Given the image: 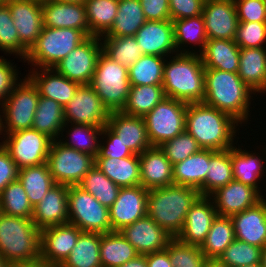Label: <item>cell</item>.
I'll return each instance as SVG.
<instances>
[{
  "label": "cell",
  "instance_id": "56",
  "mask_svg": "<svg viewBox=\"0 0 266 267\" xmlns=\"http://www.w3.org/2000/svg\"><path fill=\"white\" fill-rule=\"evenodd\" d=\"M205 0H169L171 21L202 14Z\"/></svg>",
  "mask_w": 266,
  "mask_h": 267
},
{
  "label": "cell",
  "instance_id": "26",
  "mask_svg": "<svg viewBox=\"0 0 266 267\" xmlns=\"http://www.w3.org/2000/svg\"><path fill=\"white\" fill-rule=\"evenodd\" d=\"M34 69L26 76L37 87L39 96L53 99L63 108L81 85L59 74L54 68Z\"/></svg>",
  "mask_w": 266,
  "mask_h": 267
},
{
  "label": "cell",
  "instance_id": "59",
  "mask_svg": "<svg viewBox=\"0 0 266 267\" xmlns=\"http://www.w3.org/2000/svg\"><path fill=\"white\" fill-rule=\"evenodd\" d=\"M18 170L9 152L0 144V194L10 182L18 179Z\"/></svg>",
  "mask_w": 266,
  "mask_h": 267
},
{
  "label": "cell",
  "instance_id": "50",
  "mask_svg": "<svg viewBox=\"0 0 266 267\" xmlns=\"http://www.w3.org/2000/svg\"><path fill=\"white\" fill-rule=\"evenodd\" d=\"M0 50L6 54H14L23 60L28 50L20 43L10 9L6 3H0Z\"/></svg>",
  "mask_w": 266,
  "mask_h": 267
},
{
  "label": "cell",
  "instance_id": "13",
  "mask_svg": "<svg viewBox=\"0 0 266 267\" xmlns=\"http://www.w3.org/2000/svg\"><path fill=\"white\" fill-rule=\"evenodd\" d=\"M102 40L98 36H88L54 69L69 80L79 84H90L97 59L102 52Z\"/></svg>",
  "mask_w": 266,
  "mask_h": 267
},
{
  "label": "cell",
  "instance_id": "35",
  "mask_svg": "<svg viewBox=\"0 0 266 267\" xmlns=\"http://www.w3.org/2000/svg\"><path fill=\"white\" fill-rule=\"evenodd\" d=\"M138 255L133 245L119 231L100 234L102 267H120Z\"/></svg>",
  "mask_w": 266,
  "mask_h": 267
},
{
  "label": "cell",
  "instance_id": "12",
  "mask_svg": "<svg viewBox=\"0 0 266 267\" xmlns=\"http://www.w3.org/2000/svg\"><path fill=\"white\" fill-rule=\"evenodd\" d=\"M6 135V136H5ZM2 146L9 152L18 169L46 163L52 139L35 129L4 134Z\"/></svg>",
  "mask_w": 266,
  "mask_h": 267
},
{
  "label": "cell",
  "instance_id": "37",
  "mask_svg": "<svg viewBox=\"0 0 266 267\" xmlns=\"http://www.w3.org/2000/svg\"><path fill=\"white\" fill-rule=\"evenodd\" d=\"M146 21L140 0H118L114 24L102 37L134 36Z\"/></svg>",
  "mask_w": 266,
  "mask_h": 267
},
{
  "label": "cell",
  "instance_id": "46",
  "mask_svg": "<svg viewBox=\"0 0 266 267\" xmlns=\"http://www.w3.org/2000/svg\"><path fill=\"white\" fill-rule=\"evenodd\" d=\"M102 51L112 60L129 69L143 55L134 36L100 37Z\"/></svg>",
  "mask_w": 266,
  "mask_h": 267
},
{
  "label": "cell",
  "instance_id": "33",
  "mask_svg": "<svg viewBox=\"0 0 266 267\" xmlns=\"http://www.w3.org/2000/svg\"><path fill=\"white\" fill-rule=\"evenodd\" d=\"M258 154L250 153L246 149L242 150L240 147L235 145L231 148V161L233 166V178L234 180L241 182L245 185L251 186L257 189L260 193L261 187H258L259 181L263 177L264 161ZM258 182V183H257Z\"/></svg>",
  "mask_w": 266,
  "mask_h": 267
},
{
  "label": "cell",
  "instance_id": "61",
  "mask_svg": "<svg viewBox=\"0 0 266 267\" xmlns=\"http://www.w3.org/2000/svg\"><path fill=\"white\" fill-rule=\"evenodd\" d=\"M9 267H59L52 263L46 262L41 258L31 262H21V263H12L9 264Z\"/></svg>",
  "mask_w": 266,
  "mask_h": 267
},
{
  "label": "cell",
  "instance_id": "60",
  "mask_svg": "<svg viewBox=\"0 0 266 267\" xmlns=\"http://www.w3.org/2000/svg\"><path fill=\"white\" fill-rule=\"evenodd\" d=\"M147 267H173L166 250L146 254Z\"/></svg>",
  "mask_w": 266,
  "mask_h": 267
},
{
  "label": "cell",
  "instance_id": "55",
  "mask_svg": "<svg viewBox=\"0 0 266 267\" xmlns=\"http://www.w3.org/2000/svg\"><path fill=\"white\" fill-rule=\"evenodd\" d=\"M239 21L266 22V0H234Z\"/></svg>",
  "mask_w": 266,
  "mask_h": 267
},
{
  "label": "cell",
  "instance_id": "57",
  "mask_svg": "<svg viewBox=\"0 0 266 267\" xmlns=\"http://www.w3.org/2000/svg\"><path fill=\"white\" fill-rule=\"evenodd\" d=\"M2 57L3 56L0 57V105L19 83L16 65L14 66L11 62Z\"/></svg>",
  "mask_w": 266,
  "mask_h": 267
},
{
  "label": "cell",
  "instance_id": "30",
  "mask_svg": "<svg viewBox=\"0 0 266 267\" xmlns=\"http://www.w3.org/2000/svg\"><path fill=\"white\" fill-rule=\"evenodd\" d=\"M238 75L255 93H266V47L240 48Z\"/></svg>",
  "mask_w": 266,
  "mask_h": 267
},
{
  "label": "cell",
  "instance_id": "58",
  "mask_svg": "<svg viewBox=\"0 0 266 267\" xmlns=\"http://www.w3.org/2000/svg\"><path fill=\"white\" fill-rule=\"evenodd\" d=\"M140 3L146 20H171L169 0H140Z\"/></svg>",
  "mask_w": 266,
  "mask_h": 267
},
{
  "label": "cell",
  "instance_id": "40",
  "mask_svg": "<svg viewBox=\"0 0 266 267\" xmlns=\"http://www.w3.org/2000/svg\"><path fill=\"white\" fill-rule=\"evenodd\" d=\"M234 240L235 232L230 216L217 215L200 248L207 259H218Z\"/></svg>",
  "mask_w": 266,
  "mask_h": 267
},
{
  "label": "cell",
  "instance_id": "39",
  "mask_svg": "<svg viewBox=\"0 0 266 267\" xmlns=\"http://www.w3.org/2000/svg\"><path fill=\"white\" fill-rule=\"evenodd\" d=\"M59 267H102L100 233L82 232L72 252Z\"/></svg>",
  "mask_w": 266,
  "mask_h": 267
},
{
  "label": "cell",
  "instance_id": "16",
  "mask_svg": "<svg viewBox=\"0 0 266 267\" xmlns=\"http://www.w3.org/2000/svg\"><path fill=\"white\" fill-rule=\"evenodd\" d=\"M81 233L69 222L40 230V258L60 266L72 252Z\"/></svg>",
  "mask_w": 266,
  "mask_h": 267
},
{
  "label": "cell",
  "instance_id": "49",
  "mask_svg": "<svg viewBox=\"0 0 266 267\" xmlns=\"http://www.w3.org/2000/svg\"><path fill=\"white\" fill-rule=\"evenodd\" d=\"M262 248L235 239L218 260L229 267H244L261 262Z\"/></svg>",
  "mask_w": 266,
  "mask_h": 267
},
{
  "label": "cell",
  "instance_id": "4",
  "mask_svg": "<svg viewBox=\"0 0 266 267\" xmlns=\"http://www.w3.org/2000/svg\"><path fill=\"white\" fill-rule=\"evenodd\" d=\"M162 87L166 97L185 103L203 102L205 67L199 54H175L164 64Z\"/></svg>",
  "mask_w": 266,
  "mask_h": 267
},
{
  "label": "cell",
  "instance_id": "10",
  "mask_svg": "<svg viewBox=\"0 0 266 267\" xmlns=\"http://www.w3.org/2000/svg\"><path fill=\"white\" fill-rule=\"evenodd\" d=\"M187 103L166 97L143 118L152 146H160L185 131Z\"/></svg>",
  "mask_w": 266,
  "mask_h": 267
},
{
  "label": "cell",
  "instance_id": "44",
  "mask_svg": "<svg viewBox=\"0 0 266 267\" xmlns=\"http://www.w3.org/2000/svg\"><path fill=\"white\" fill-rule=\"evenodd\" d=\"M166 58L143 54L129 69L131 86L162 85Z\"/></svg>",
  "mask_w": 266,
  "mask_h": 267
},
{
  "label": "cell",
  "instance_id": "6",
  "mask_svg": "<svg viewBox=\"0 0 266 267\" xmlns=\"http://www.w3.org/2000/svg\"><path fill=\"white\" fill-rule=\"evenodd\" d=\"M89 85L109 112L122 111L131 87L128 68L121 66L102 51Z\"/></svg>",
  "mask_w": 266,
  "mask_h": 267
},
{
  "label": "cell",
  "instance_id": "54",
  "mask_svg": "<svg viewBox=\"0 0 266 267\" xmlns=\"http://www.w3.org/2000/svg\"><path fill=\"white\" fill-rule=\"evenodd\" d=\"M102 135L105 136H102V140L105 138L106 143H100L99 152L95 158L121 159L134 155L107 125L103 127Z\"/></svg>",
  "mask_w": 266,
  "mask_h": 267
},
{
  "label": "cell",
  "instance_id": "53",
  "mask_svg": "<svg viewBox=\"0 0 266 267\" xmlns=\"http://www.w3.org/2000/svg\"><path fill=\"white\" fill-rule=\"evenodd\" d=\"M235 42L240 48L266 47V22L239 21Z\"/></svg>",
  "mask_w": 266,
  "mask_h": 267
},
{
  "label": "cell",
  "instance_id": "19",
  "mask_svg": "<svg viewBox=\"0 0 266 267\" xmlns=\"http://www.w3.org/2000/svg\"><path fill=\"white\" fill-rule=\"evenodd\" d=\"M6 4L10 9L19 41L29 51L43 28L42 1L10 0Z\"/></svg>",
  "mask_w": 266,
  "mask_h": 267
},
{
  "label": "cell",
  "instance_id": "5",
  "mask_svg": "<svg viewBox=\"0 0 266 267\" xmlns=\"http://www.w3.org/2000/svg\"><path fill=\"white\" fill-rule=\"evenodd\" d=\"M0 254L8 264L40 259V230L31 218L0 212Z\"/></svg>",
  "mask_w": 266,
  "mask_h": 267
},
{
  "label": "cell",
  "instance_id": "51",
  "mask_svg": "<svg viewBox=\"0 0 266 267\" xmlns=\"http://www.w3.org/2000/svg\"><path fill=\"white\" fill-rule=\"evenodd\" d=\"M165 250L173 267H204L208 260L200 246L183 244L176 238L168 243Z\"/></svg>",
  "mask_w": 266,
  "mask_h": 267
},
{
  "label": "cell",
  "instance_id": "31",
  "mask_svg": "<svg viewBox=\"0 0 266 267\" xmlns=\"http://www.w3.org/2000/svg\"><path fill=\"white\" fill-rule=\"evenodd\" d=\"M210 150L201 149L184 161L173 165V180L175 185L191 186L204 196V181L208 173Z\"/></svg>",
  "mask_w": 266,
  "mask_h": 267
},
{
  "label": "cell",
  "instance_id": "65",
  "mask_svg": "<svg viewBox=\"0 0 266 267\" xmlns=\"http://www.w3.org/2000/svg\"><path fill=\"white\" fill-rule=\"evenodd\" d=\"M58 2H63V3H78V4H85L86 0H54Z\"/></svg>",
  "mask_w": 266,
  "mask_h": 267
},
{
  "label": "cell",
  "instance_id": "45",
  "mask_svg": "<svg viewBox=\"0 0 266 267\" xmlns=\"http://www.w3.org/2000/svg\"><path fill=\"white\" fill-rule=\"evenodd\" d=\"M78 186L92 194L102 205L110 207L117 199L120 187L95 165L82 178Z\"/></svg>",
  "mask_w": 266,
  "mask_h": 267
},
{
  "label": "cell",
  "instance_id": "18",
  "mask_svg": "<svg viewBox=\"0 0 266 267\" xmlns=\"http://www.w3.org/2000/svg\"><path fill=\"white\" fill-rule=\"evenodd\" d=\"M140 255L166 249L173 237L148 215L119 231Z\"/></svg>",
  "mask_w": 266,
  "mask_h": 267
},
{
  "label": "cell",
  "instance_id": "20",
  "mask_svg": "<svg viewBox=\"0 0 266 267\" xmlns=\"http://www.w3.org/2000/svg\"><path fill=\"white\" fill-rule=\"evenodd\" d=\"M257 189L233 180L209 197L220 216H231L257 205L264 199Z\"/></svg>",
  "mask_w": 266,
  "mask_h": 267
},
{
  "label": "cell",
  "instance_id": "21",
  "mask_svg": "<svg viewBox=\"0 0 266 267\" xmlns=\"http://www.w3.org/2000/svg\"><path fill=\"white\" fill-rule=\"evenodd\" d=\"M218 213L209 196H201L189 209L183 229L176 239L183 244L201 246Z\"/></svg>",
  "mask_w": 266,
  "mask_h": 267
},
{
  "label": "cell",
  "instance_id": "66",
  "mask_svg": "<svg viewBox=\"0 0 266 267\" xmlns=\"http://www.w3.org/2000/svg\"><path fill=\"white\" fill-rule=\"evenodd\" d=\"M0 267H9V264L5 261V259L0 254Z\"/></svg>",
  "mask_w": 266,
  "mask_h": 267
},
{
  "label": "cell",
  "instance_id": "69",
  "mask_svg": "<svg viewBox=\"0 0 266 267\" xmlns=\"http://www.w3.org/2000/svg\"><path fill=\"white\" fill-rule=\"evenodd\" d=\"M10 0H0V3H7L9 2Z\"/></svg>",
  "mask_w": 266,
  "mask_h": 267
},
{
  "label": "cell",
  "instance_id": "3",
  "mask_svg": "<svg viewBox=\"0 0 266 267\" xmlns=\"http://www.w3.org/2000/svg\"><path fill=\"white\" fill-rule=\"evenodd\" d=\"M252 90L238 73L205 69V97L203 102L233 117L239 124L248 122Z\"/></svg>",
  "mask_w": 266,
  "mask_h": 267
},
{
  "label": "cell",
  "instance_id": "9",
  "mask_svg": "<svg viewBox=\"0 0 266 267\" xmlns=\"http://www.w3.org/2000/svg\"><path fill=\"white\" fill-rule=\"evenodd\" d=\"M68 222L77 226L82 232L100 234L112 232L109 208L78 185L68 186Z\"/></svg>",
  "mask_w": 266,
  "mask_h": 267
},
{
  "label": "cell",
  "instance_id": "67",
  "mask_svg": "<svg viewBox=\"0 0 266 267\" xmlns=\"http://www.w3.org/2000/svg\"><path fill=\"white\" fill-rule=\"evenodd\" d=\"M2 116H1V114H0V135H2L3 134V137H4V133H3V128H2Z\"/></svg>",
  "mask_w": 266,
  "mask_h": 267
},
{
  "label": "cell",
  "instance_id": "25",
  "mask_svg": "<svg viewBox=\"0 0 266 267\" xmlns=\"http://www.w3.org/2000/svg\"><path fill=\"white\" fill-rule=\"evenodd\" d=\"M31 219L39 230L68 223V186L54 185L33 207Z\"/></svg>",
  "mask_w": 266,
  "mask_h": 267
},
{
  "label": "cell",
  "instance_id": "36",
  "mask_svg": "<svg viewBox=\"0 0 266 267\" xmlns=\"http://www.w3.org/2000/svg\"><path fill=\"white\" fill-rule=\"evenodd\" d=\"M172 22L174 26V41L177 53L200 55L204 50L205 44L208 40L202 14L195 17L173 20ZM192 43H194V46L198 44L199 50L197 52L195 50H192L191 52V50L189 51V49L187 50L182 48L186 44Z\"/></svg>",
  "mask_w": 266,
  "mask_h": 267
},
{
  "label": "cell",
  "instance_id": "15",
  "mask_svg": "<svg viewBox=\"0 0 266 267\" xmlns=\"http://www.w3.org/2000/svg\"><path fill=\"white\" fill-rule=\"evenodd\" d=\"M148 191L142 185L120 188L117 199L109 207L112 232L120 231L147 215Z\"/></svg>",
  "mask_w": 266,
  "mask_h": 267
},
{
  "label": "cell",
  "instance_id": "43",
  "mask_svg": "<svg viewBox=\"0 0 266 267\" xmlns=\"http://www.w3.org/2000/svg\"><path fill=\"white\" fill-rule=\"evenodd\" d=\"M233 180L231 149L210 150L209 168L204 181V196H210L218 188Z\"/></svg>",
  "mask_w": 266,
  "mask_h": 267
},
{
  "label": "cell",
  "instance_id": "8",
  "mask_svg": "<svg viewBox=\"0 0 266 267\" xmlns=\"http://www.w3.org/2000/svg\"><path fill=\"white\" fill-rule=\"evenodd\" d=\"M39 97L37 87L28 77L20 79V82L0 105L2 119L4 118L2 120L4 134L32 128Z\"/></svg>",
  "mask_w": 266,
  "mask_h": 267
},
{
  "label": "cell",
  "instance_id": "24",
  "mask_svg": "<svg viewBox=\"0 0 266 267\" xmlns=\"http://www.w3.org/2000/svg\"><path fill=\"white\" fill-rule=\"evenodd\" d=\"M107 126L133 154L140 155L152 146L143 117L114 111L109 114Z\"/></svg>",
  "mask_w": 266,
  "mask_h": 267
},
{
  "label": "cell",
  "instance_id": "63",
  "mask_svg": "<svg viewBox=\"0 0 266 267\" xmlns=\"http://www.w3.org/2000/svg\"><path fill=\"white\" fill-rule=\"evenodd\" d=\"M204 267H229L221 263L218 259H208Z\"/></svg>",
  "mask_w": 266,
  "mask_h": 267
},
{
  "label": "cell",
  "instance_id": "17",
  "mask_svg": "<svg viewBox=\"0 0 266 267\" xmlns=\"http://www.w3.org/2000/svg\"><path fill=\"white\" fill-rule=\"evenodd\" d=\"M202 16L207 39L235 40L239 20L234 0H205Z\"/></svg>",
  "mask_w": 266,
  "mask_h": 267
},
{
  "label": "cell",
  "instance_id": "68",
  "mask_svg": "<svg viewBox=\"0 0 266 267\" xmlns=\"http://www.w3.org/2000/svg\"><path fill=\"white\" fill-rule=\"evenodd\" d=\"M244 267H262L261 263H257V264H254V265H247V266H244Z\"/></svg>",
  "mask_w": 266,
  "mask_h": 267
},
{
  "label": "cell",
  "instance_id": "41",
  "mask_svg": "<svg viewBox=\"0 0 266 267\" xmlns=\"http://www.w3.org/2000/svg\"><path fill=\"white\" fill-rule=\"evenodd\" d=\"M85 8L90 36L102 37L114 24L118 0H86Z\"/></svg>",
  "mask_w": 266,
  "mask_h": 267
},
{
  "label": "cell",
  "instance_id": "48",
  "mask_svg": "<svg viewBox=\"0 0 266 267\" xmlns=\"http://www.w3.org/2000/svg\"><path fill=\"white\" fill-rule=\"evenodd\" d=\"M70 128H68L69 131H66L70 140L59 139L60 142L69 148L92 155L95 158L98 155L100 143L104 142L99 139V136H102L103 127L71 124Z\"/></svg>",
  "mask_w": 266,
  "mask_h": 267
},
{
  "label": "cell",
  "instance_id": "27",
  "mask_svg": "<svg viewBox=\"0 0 266 267\" xmlns=\"http://www.w3.org/2000/svg\"><path fill=\"white\" fill-rule=\"evenodd\" d=\"M235 239L263 248L266 244V200L230 216Z\"/></svg>",
  "mask_w": 266,
  "mask_h": 267
},
{
  "label": "cell",
  "instance_id": "23",
  "mask_svg": "<svg viewBox=\"0 0 266 267\" xmlns=\"http://www.w3.org/2000/svg\"><path fill=\"white\" fill-rule=\"evenodd\" d=\"M43 26L49 28H72L90 36L85 4L42 0Z\"/></svg>",
  "mask_w": 266,
  "mask_h": 267
},
{
  "label": "cell",
  "instance_id": "7",
  "mask_svg": "<svg viewBox=\"0 0 266 267\" xmlns=\"http://www.w3.org/2000/svg\"><path fill=\"white\" fill-rule=\"evenodd\" d=\"M86 38L78 29L43 26L41 34L23 61L35 68H54Z\"/></svg>",
  "mask_w": 266,
  "mask_h": 267
},
{
  "label": "cell",
  "instance_id": "29",
  "mask_svg": "<svg viewBox=\"0 0 266 267\" xmlns=\"http://www.w3.org/2000/svg\"><path fill=\"white\" fill-rule=\"evenodd\" d=\"M200 56L205 69L238 73L240 47L235 40L208 39Z\"/></svg>",
  "mask_w": 266,
  "mask_h": 267
},
{
  "label": "cell",
  "instance_id": "1",
  "mask_svg": "<svg viewBox=\"0 0 266 267\" xmlns=\"http://www.w3.org/2000/svg\"><path fill=\"white\" fill-rule=\"evenodd\" d=\"M238 123L229 114L204 102L187 104L185 131L197 141L201 149H231Z\"/></svg>",
  "mask_w": 266,
  "mask_h": 267
},
{
  "label": "cell",
  "instance_id": "42",
  "mask_svg": "<svg viewBox=\"0 0 266 267\" xmlns=\"http://www.w3.org/2000/svg\"><path fill=\"white\" fill-rule=\"evenodd\" d=\"M164 98L166 96L162 85L131 86L122 112L132 116L144 117Z\"/></svg>",
  "mask_w": 266,
  "mask_h": 267
},
{
  "label": "cell",
  "instance_id": "47",
  "mask_svg": "<svg viewBox=\"0 0 266 267\" xmlns=\"http://www.w3.org/2000/svg\"><path fill=\"white\" fill-rule=\"evenodd\" d=\"M0 212L9 216L32 218L33 207L19 179L10 182L0 194Z\"/></svg>",
  "mask_w": 266,
  "mask_h": 267
},
{
  "label": "cell",
  "instance_id": "14",
  "mask_svg": "<svg viewBox=\"0 0 266 267\" xmlns=\"http://www.w3.org/2000/svg\"><path fill=\"white\" fill-rule=\"evenodd\" d=\"M109 114L110 112L94 89L89 84H82L64 107L63 131L70 123L104 127L107 125Z\"/></svg>",
  "mask_w": 266,
  "mask_h": 267
},
{
  "label": "cell",
  "instance_id": "38",
  "mask_svg": "<svg viewBox=\"0 0 266 267\" xmlns=\"http://www.w3.org/2000/svg\"><path fill=\"white\" fill-rule=\"evenodd\" d=\"M18 179L22 183L32 207L37 205L56 185L47 163L19 169Z\"/></svg>",
  "mask_w": 266,
  "mask_h": 267
},
{
  "label": "cell",
  "instance_id": "62",
  "mask_svg": "<svg viewBox=\"0 0 266 267\" xmlns=\"http://www.w3.org/2000/svg\"><path fill=\"white\" fill-rule=\"evenodd\" d=\"M120 267H147L146 254H139L136 258L129 260Z\"/></svg>",
  "mask_w": 266,
  "mask_h": 267
},
{
  "label": "cell",
  "instance_id": "34",
  "mask_svg": "<svg viewBox=\"0 0 266 267\" xmlns=\"http://www.w3.org/2000/svg\"><path fill=\"white\" fill-rule=\"evenodd\" d=\"M64 126V108L53 99L40 96L32 129L47 135L52 140H59L60 134L63 135Z\"/></svg>",
  "mask_w": 266,
  "mask_h": 267
},
{
  "label": "cell",
  "instance_id": "11",
  "mask_svg": "<svg viewBox=\"0 0 266 267\" xmlns=\"http://www.w3.org/2000/svg\"><path fill=\"white\" fill-rule=\"evenodd\" d=\"M46 163L56 184L77 186L95 165V158L53 140Z\"/></svg>",
  "mask_w": 266,
  "mask_h": 267
},
{
  "label": "cell",
  "instance_id": "32",
  "mask_svg": "<svg viewBox=\"0 0 266 267\" xmlns=\"http://www.w3.org/2000/svg\"><path fill=\"white\" fill-rule=\"evenodd\" d=\"M95 166L120 188L141 185L139 155L125 158H95Z\"/></svg>",
  "mask_w": 266,
  "mask_h": 267
},
{
  "label": "cell",
  "instance_id": "2",
  "mask_svg": "<svg viewBox=\"0 0 266 267\" xmlns=\"http://www.w3.org/2000/svg\"><path fill=\"white\" fill-rule=\"evenodd\" d=\"M191 186L170 185L149 189L147 215L173 238L183 229L187 212L201 197Z\"/></svg>",
  "mask_w": 266,
  "mask_h": 267
},
{
  "label": "cell",
  "instance_id": "28",
  "mask_svg": "<svg viewBox=\"0 0 266 267\" xmlns=\"http://www.w3.org/2000/svg\"><path fill=\"white\" fill-rule=\"evenodd\" d=\"M140 181L146 189L174 184L173 165L159 146H151L139 155Z\"/></svg>",
  "mask_w": 266,
  "mask_h": 267
},
{
  "label": "cell",
  "instance_id": "64",
  "mask_svg": "<svg viewBox=\"0 0 266 267\" xmlns=\"http://www.w3.org/2000/svg\"><path fill=\"white\" fill-rule=\"evenodd\" d=\"M260 263H261L262 267H266V244L262 248V257H261V262Z\"/></svg>",
  "mask_w": 266,
  "mask_h": 267
},
{
  "label": "cell",
  "instance_id": "22",
  "mask_svg": "<svg viewBox=\"0 0 266 267\" xmlns=\"http://www.w3.org/2000/svg\"><path fill=\"white\" fill-rule=\"evenodd\" d=\"M134 37L143 54L164 58L170 56V54H177L174 41V26L171 20H147Z\"/></svg>",
  "mask_w": 266,
  "mask_h": 267
},
{
  "label": "cell",
  "instance_id": "52",
  "mask_svg": "<svg viewBox=\"0 0 266 267\" xmlns=\"http://www.w3.org/2000/svg\"><path fill=\"white\" fill-rule=\"evenodd\" d=\"M159 148L172 165L184 161L201 150L197 141L186 131H183L173 139L165 141Z\"/></svg>",
  "mask_w": 266,
  "mask_h": 267
}]
</instances>
